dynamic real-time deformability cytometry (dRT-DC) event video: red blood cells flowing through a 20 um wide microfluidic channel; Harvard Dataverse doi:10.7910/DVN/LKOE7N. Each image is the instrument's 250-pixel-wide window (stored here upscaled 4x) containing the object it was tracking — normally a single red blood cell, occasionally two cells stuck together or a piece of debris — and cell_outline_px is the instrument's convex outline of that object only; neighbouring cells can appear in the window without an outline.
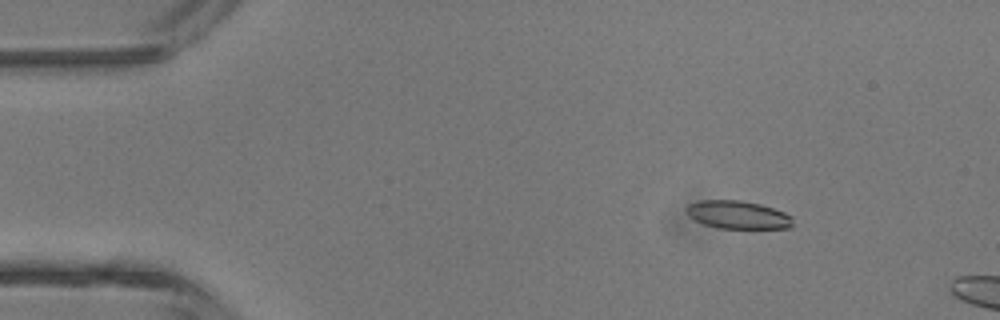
{"species": "common noctule bat (a hibernating species)", "species_latin": "Nyctalus noctula", "temperature_condition": "room temperature", "stored_images_in_passage": 4, "camera_frame_rate_fps": 3000, "um_per_image_px": 0.085, "animal": {"sex": "male", "body_mass_g": 13.3}, "frame": {"image": 1, "passage_image": 2, "time_ms": 1.0, "image_size_px": [1000, 320], "cell_outline_px": [[792, 228], [716, 228], [704, 224], [688, 216], [684, 212], [684, 208], [688, 204], [700, 200], [740, 200], [760, 204], [784, 212], [792, 216]], "centroid_in_image_um": [62.67, 18.25], "position_along_channel_um": 22.3, "area_um2": 17.51}}